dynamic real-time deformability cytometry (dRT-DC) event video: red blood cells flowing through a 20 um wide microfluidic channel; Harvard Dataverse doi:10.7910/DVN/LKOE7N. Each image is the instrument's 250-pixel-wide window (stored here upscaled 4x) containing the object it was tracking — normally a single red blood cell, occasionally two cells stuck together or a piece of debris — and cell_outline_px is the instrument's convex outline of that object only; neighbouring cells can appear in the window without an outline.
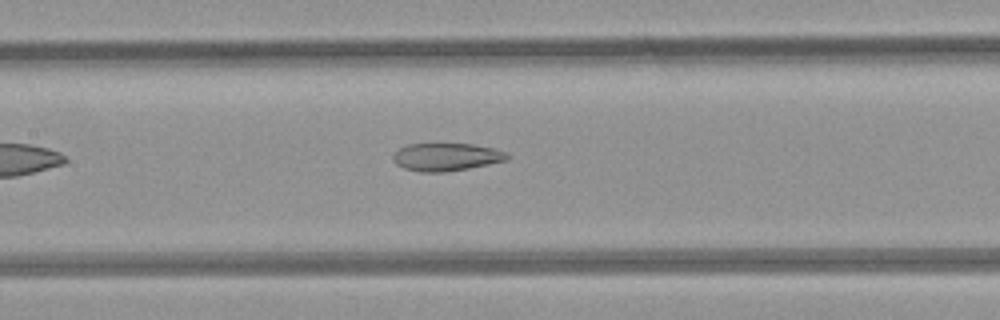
{"species": "common noctule bat (a hibernating species)", "species_latin": "Nyctalus noctula", "temperature_condition": "room temperature", "stored_images_in_passage": 6, "camera_frame_rate_fps": 3000, "um_per_image_px": 0.085, "animal": {"sex": "female", "body_mass_g": 21.9}, "frame": {"image": 1, "passage_image": 6, "time_ms": 6.667, "image_size_px": [1000, 320], "cell_outline_px": [[508, 160], [448, 172], [420, 172], [404, 168], [396, 164], [392, 160], [392, 156], [400, 148], [408, 144], [472, 144], [492, 148], [504, 152], [508, 156]], "centroid_in_image_um": [37.89, 13.35], "position_along_channel_um": 169.5, "area_um2": 18.32}}